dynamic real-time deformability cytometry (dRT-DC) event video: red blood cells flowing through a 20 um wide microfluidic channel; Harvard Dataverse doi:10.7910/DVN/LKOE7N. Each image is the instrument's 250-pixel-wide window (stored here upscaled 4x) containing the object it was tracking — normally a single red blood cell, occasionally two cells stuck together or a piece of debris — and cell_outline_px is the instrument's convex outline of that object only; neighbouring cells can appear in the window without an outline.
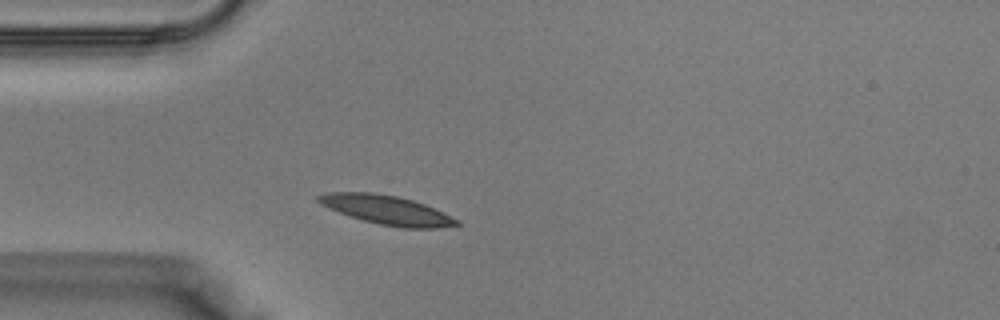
{"species": "Egyptian fruit bat (a non-hibernating species)", "species_latin": "Rousettus aegyptiacus", "temperature_condition": "warm", "stored_images_in_passage": 30, "camera_frame_rate_fps": 3000, "um_per_image_px": 0.085, "animal": {"sex": "male"}, "frame": {"image": 1, "passage_image": 1, "time_ms": 0.0, "image_size_px": [1000, 320], "cell_outline_px": [[460, 224], [440, 228], [404, 228], [380, 224], [364, 220], [340, 212], [320, 204], [316, 200], [316, 196], [328, 192], [372, 192], [396, 196], [412, 200], [424, 204], [460, 220]], "centroid_in_image_um": [32.88, 17.84], "position_along_channel_um": 52.1, "area_um2": 23.12}}
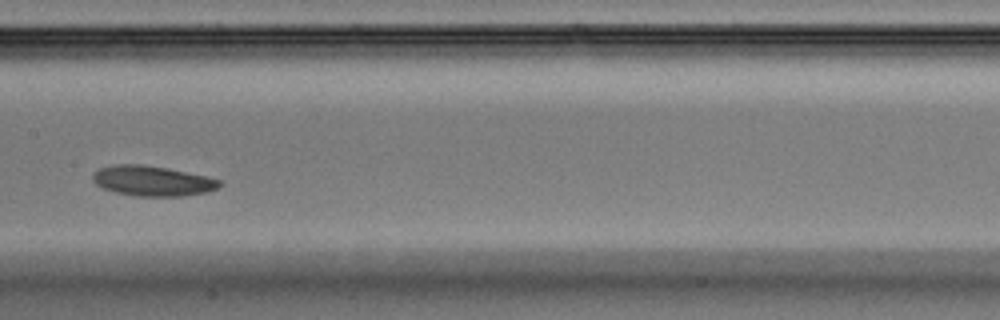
{"frame": {"image": 2, "passage_image": 10, "time_ms": 3.0, "image_size_px": [1000, 320], "cell_outline_px": [[224, 184], [208, 192], [184, 196], [136, 196], [116, 192], [104, 188], [96, 184], [92, 180], [92, 176], [100, 168], [112, 164], [140, 164], [164, 168], [204, 176], [220, 180]], "centroid_in_image_um": [12.95, 15.38], "position_along_channel_um": 194.5, "area_um2": 22.02}}
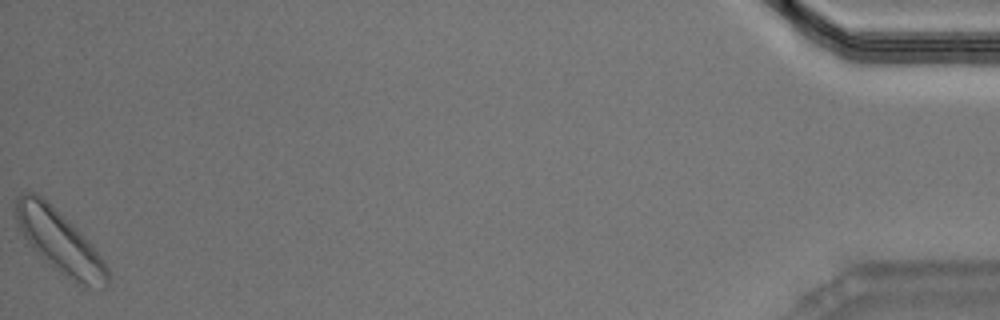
{"frame": {"image": 3, "passage_image": 30, "time_ms": 9.667, "image_size_px": [1000, 320], "cell_outline_px": [[108, 284], [104, 288], [84, 288], [76, 284], [48, 264], [36, 252], [24, 236], [16, 220], [16, 196], [20, 192], [36, 192], [76, 228], [100, 256], [108, 268]], "centroid_in_image_um": [5.07, 20.58], "position_along_channel_um": 430.1, "area_um2": 32.95}}